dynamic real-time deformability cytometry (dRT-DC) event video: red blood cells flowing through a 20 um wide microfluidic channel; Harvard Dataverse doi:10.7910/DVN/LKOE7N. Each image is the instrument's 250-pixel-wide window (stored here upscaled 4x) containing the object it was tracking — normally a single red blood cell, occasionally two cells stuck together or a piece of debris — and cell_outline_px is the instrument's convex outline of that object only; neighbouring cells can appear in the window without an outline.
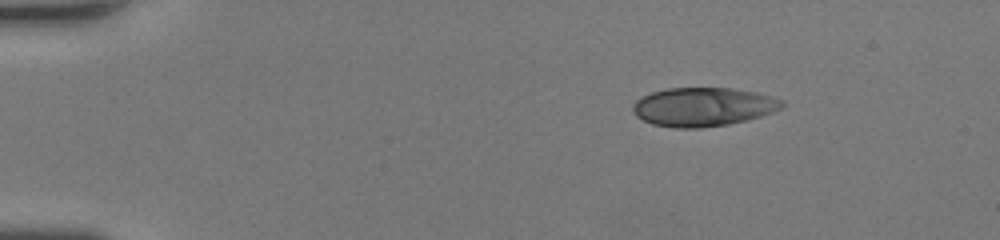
{"species": "human", "species_latin": "Homo sapiens", "temperature_condition": "room temperature", "stored_images_in_passage": 40, "camera_frame_rate_fps": 3000, "um_per_image_px": 0.085, "donor": {"sex": "female"}, "frame": {"image": 1, "passage_image": 1, "time_ms": 0.0, "image_size_px": [1000, 240], "cell_outline_px": [[784, 108], [748, 120], [728, 124], [700, 128], [676, 128], [652, 124], [636, 116], [632, 108], [632, 104], [636, 100], [652, 92], [668, 88], [732, 88], [756, 92], [772, 96], [784, 100]], "centroid_in_image_um": [59.8, 9.08], "position_along_channel_um": 25.2, "area_um2": 33.81}}
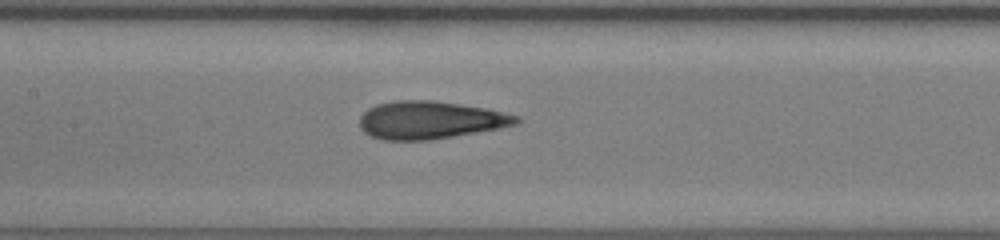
{"frame": {"image": 2, "passage_image": 17, "time_ms": 5.333, "image_size_px": [1000, 240], "cell_outline_px": [[524, 120], [516, 124], [476, 132], [432, 140], [380, 140], [364, 132], [360, 128], [360, 116], [368, 108], [376, 104], [396, 100], [432, 100], [460, 104], [484, 108], [504, 112], [520, 116]], "centroid_in_image_um": [36.55, 10.2], "position_along_channel_um": 170.9, "area_um2": 34.51}}
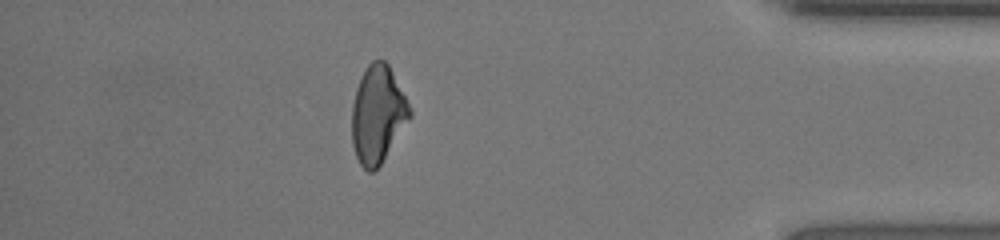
{"frame": {"image": 3, "passage_image": 35, "time_ms": 11.333, "image_size_px": [1000, 240], "cell_outline_px": [[412, 116], [380, 164], [372, 172], [368, 172], [360, 164], [356, 156], [352, 144], [352, 104], [356, 88], [360, 76], [364, 68], [372, 60], [384, 60], [388, 64], [412, 112]], "centroid_in_image_um": [32.08, 9.71], "position_along_channel_um": 403.1, "area_um2": 32.54}, "authors_computed_cell_mechanics": {"area_um2": 33.8997, "velocity_mm_per_s": 4.4603, "shape_relaxation_time_tau1_ms": null, "shape_relaxation_time_tau2_ms": 1.1343, "deformation_change_tau1": null, "deformation_change_tau2": 0.072}}